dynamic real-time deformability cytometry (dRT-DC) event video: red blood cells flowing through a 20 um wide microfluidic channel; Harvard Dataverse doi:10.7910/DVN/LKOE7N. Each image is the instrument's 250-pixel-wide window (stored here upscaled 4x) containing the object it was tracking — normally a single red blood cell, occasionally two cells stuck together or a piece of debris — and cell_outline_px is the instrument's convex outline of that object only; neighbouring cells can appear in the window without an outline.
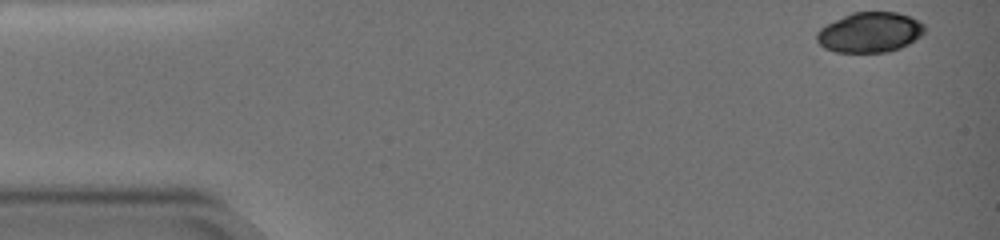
{"species": "common noctule bat (a hibernating species)", "species_latin": "Nyctalus noctula", "temperature_condition": "warm", "stored_images_in_passage": 57, "camera_frame_rate_fps": 3000, "um_per_image_px": 0.085, "animal": {"sex": "female", "body_mass_g": 19.0, "forearm_length_mm": 51.5}, "frame": {"image": 1, "passage_image": 1, "time_ms": 0.0, "image_size_px": [1000, 240], "cell_outline_px": [[924, 28], [912, 40], [896, 48], [880, 52], [840, 52], [828, 48], [820, 44], [816, 36], [828, 24], [852, 12], [892, 12], [908, 16], [916, 20]], "centroid_in_image_um": [73.88, 2.73], "position_along_channel_um": 11.1, "area_um2": 23.76}}
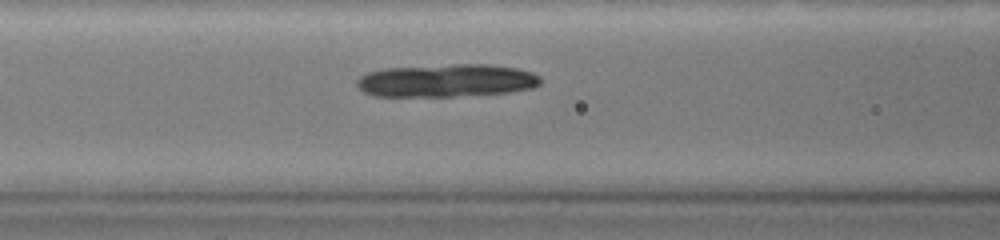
{"frame": {"image": 2, "passage_image": 25, "time_ms": 8.0, "image_size_px": [1000, 240], "cell_outline_px": [[540, 84], [532, 88], [508, 92], [452, 96], [376, 96], [364, 92], [356, 84], [368, 72], [384, 68], [456, 64], [488, 64], [516, 68], [532, 72], [540, 76]], "centroid_in_image_um": [37.99, 6.84], "position_along_channel_um": 128.6, "area_um2": 34.85}}
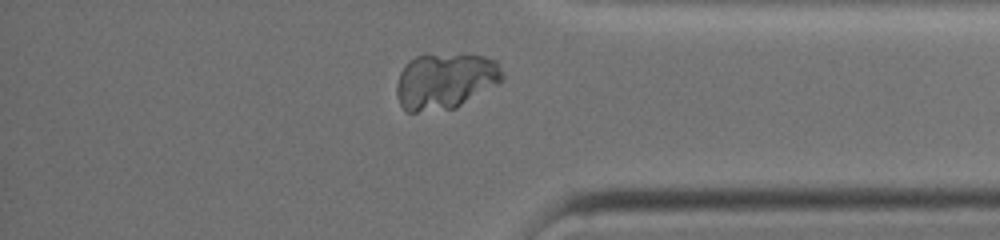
{"frame": {"image": 3, "passage_image": 52, "time_ms": 17.0, "image_size_px": [1000, 240], "cell_outline_px": [[504, 80], [456, 108], [416, 112], [408, 112], [400, 104], [396, 92], [396, 84], [400, 72], [408, 60], [424, 52], [484, 56], [496, 60], [504, 76]], "centroid_in_image_um": [37.82, 6.85], "position_along_channel_um": 397.4, "area_um2": 35.03}}